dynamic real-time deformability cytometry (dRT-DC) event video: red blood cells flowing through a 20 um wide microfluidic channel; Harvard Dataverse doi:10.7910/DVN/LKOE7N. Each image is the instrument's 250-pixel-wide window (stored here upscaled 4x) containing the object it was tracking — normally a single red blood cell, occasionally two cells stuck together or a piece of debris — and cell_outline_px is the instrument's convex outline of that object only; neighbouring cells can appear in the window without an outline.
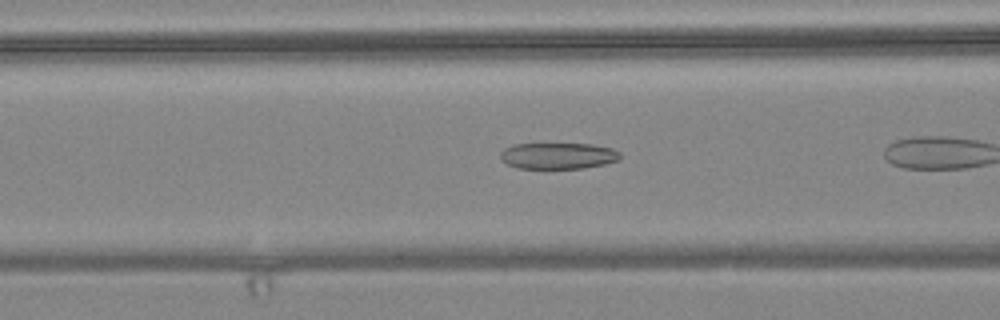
{"species": "common noctule bat (a hibernating species)", "species_latin": "Nyctalus noctula", "temperature_condition": "warm", "stored_images_in_passage": 33, "camera_frame_rate_fps": 3000, "um_per_image_px": 0.085, "animal": {"sex": "female", "body_mass_g": 24.6, "forearm_length_mm": 56.2}, "frame": {"image": 1, "passage_image": 6, "time_ms": 1.667, "image_size_px": [1000, 320], "cell_outline_px": [[620, 156], [616, 160], [604, 164], [584, 168], [544, 172], [516, 168], [500, 160], [500, 152], [504, 148], [512, 144], [592, 144], [612, 148], [620, 152]], "centroid_in_image_um": [47.35, 13.3], "position_along_channel_um": 119.3, "area_um2": 19.31}}
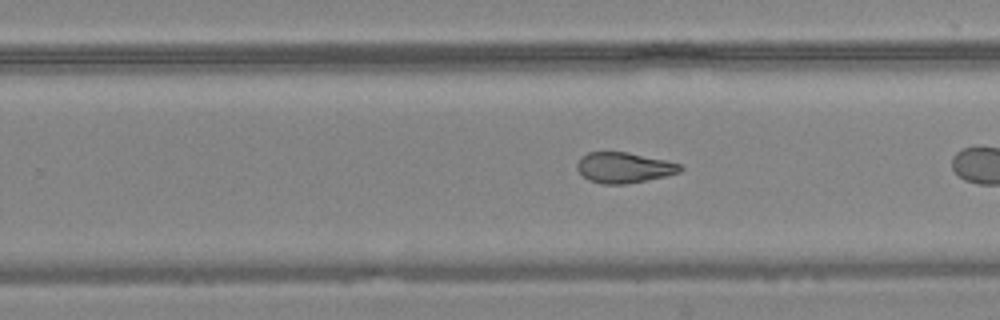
{"frame": {"image": 2, "passage_image": 19, "time_ms": 6.0, "image_size_px": [1000, 320], "cell_outline_px": [[684, 168], [680, 172], [664, 176], [624, 184], [600, 184], [588, 180], [576, 168], [576, 164], [580, 156], [588, 152], [628, 152], [664, 160], [680, 164]], "centroid_in_image_um": [52.99, 14.24], "position_along_channel_um": 276.8, "area_um2": 18.26}, "authors_computed_cell_mechanics": {"area_um2": 19.3052, "velocity_mm_per_s": 3.6333, "shape_relaxation_time_tau1_ms": null, "shape_relaxation_time_tau2_ms": 1.8141, "deformation_change_tau1": null, "deformation_change_tau2": 0.072}}